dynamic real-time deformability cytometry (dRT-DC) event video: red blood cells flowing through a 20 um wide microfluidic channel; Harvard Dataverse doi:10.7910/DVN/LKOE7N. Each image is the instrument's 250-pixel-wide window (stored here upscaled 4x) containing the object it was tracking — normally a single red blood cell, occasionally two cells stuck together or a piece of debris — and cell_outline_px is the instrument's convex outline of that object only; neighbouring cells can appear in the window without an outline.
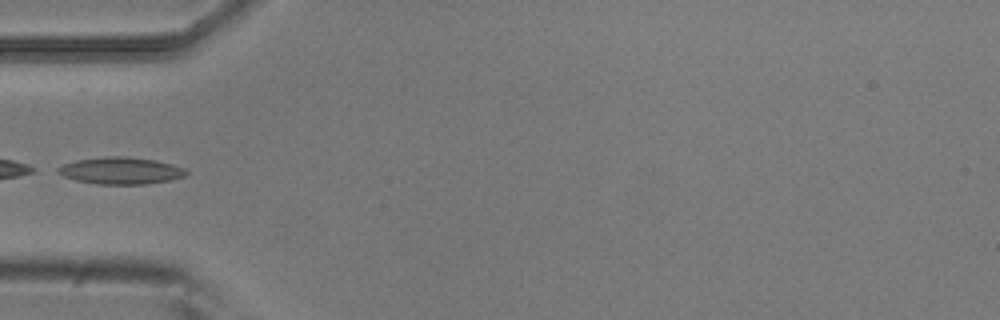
{"species": "common noctule bat (a hibernating species)", "species_latin": "Nyctalus noctula", "temperature_condition": "room temperature", "stored_images_in_passage": 4, "camera_frame_rate_fps": 3000, "um_per_image_px": 0.085, "animal": {"sex": "male", "body_mass_g": 20.5, "forearm_length_mm": 52.5}, "frame": {"image": 1, "passage_image": 4, "time_ms": 1.0, "image_size_px": [1000, 320], "cell_outline_px": [[188, 172], [184, 176], [168, 180], [144, 184], [96, 184], [76, 180], [64, 176], [56, 172], [56, 168], [64, 164], [76, 160], [108, 156], [128, 156], [156, 160], [172, 164], [184, 168]], "centroid_in_image_um": [10.24, 14.5], "position_along_channel_um": 74.8, "area_um2": 20.06}}